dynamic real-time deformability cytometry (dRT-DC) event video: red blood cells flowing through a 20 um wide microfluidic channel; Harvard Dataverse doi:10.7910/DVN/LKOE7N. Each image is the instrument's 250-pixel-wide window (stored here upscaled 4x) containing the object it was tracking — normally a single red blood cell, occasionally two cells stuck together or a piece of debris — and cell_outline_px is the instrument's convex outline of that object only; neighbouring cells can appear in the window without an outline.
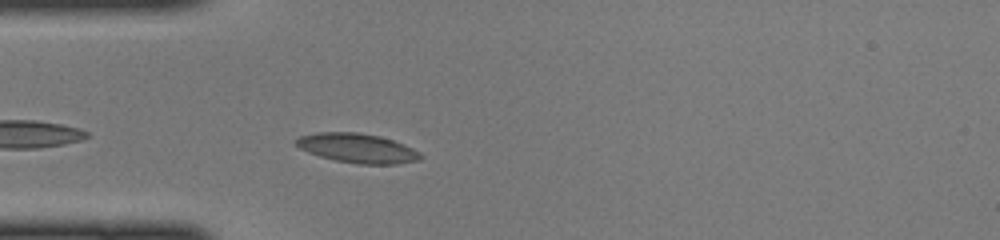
{"species": "common noctule bat (a hibernating species)", "species_latin": "Nyctalus noctula", "temperature_condition": "cold", "stored_images_in_passage": 32, "camera_frame_rate_fps": 3000, "um_per_image_px": 0.085, "animal": {"sex": "female", "body_mass_g": 22.0, "forearm_length_mm": 56.7}, "frame": {"image": 1, "passage_image": 4, "time_ms": 1.0, "image_size_px": [1000, 240], "cell_outline_px": [[424, 156], [420, 160], [396, 164], [360, 164], [336, 160], [320, 156], [308, 152], [300, 148], [296, 144], [296, 140], [300, 136], [320, 132], [356, 132], [380, 136], [392, 140], [412, 148], [420, 152]], "centroid_in_image_um": [30.41, 12.6], "position_along_channel_um": 54.6, "area_um2": 21.1}}
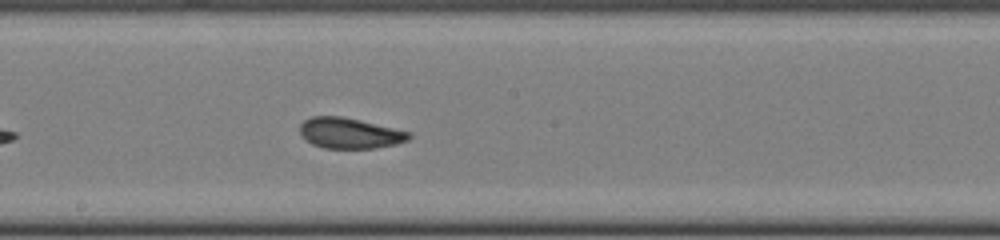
{"frame": {"image": 2, "passage_image": 16, "time_ms": 5.0, "image_size_px": [1000, 240], "cell_outline_px": [[412, 136], [408, 140], [396, 144], [376, 148], [324, 148], [312, 144], [300, 132], [300, 124], [304, 120], [312, 116], [340, 116], [408, 132]], "centroid_in_image_um": [29.69, 11.33], "position_along_channel_um": 218.5, "area_um2": 19.02}}
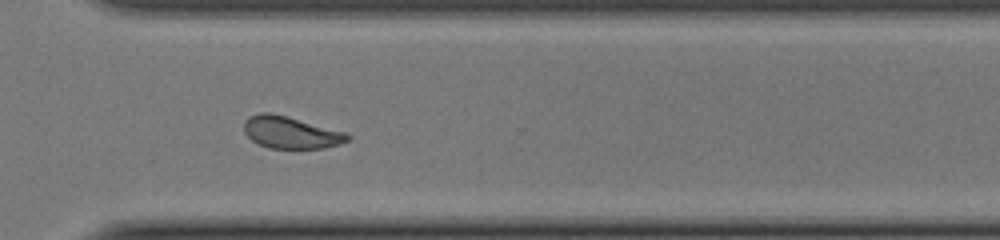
{"frame": {"image": 3, "passage_image": 25, "time_ms": 8.0, "image_size_px": [1000, 240], "cell_outline_px": [[352, 136], [348, 140], [324, 148], [268, 148], [252, 140], [244, 132], [244, 120], [248, 116], [260, 112], [272, 112], [288, 116], [348, 132]], "centroid_in_image_um": [24.71, 11.23], "position_along_channel_um": 345.9, "area_um2": 19.54}}